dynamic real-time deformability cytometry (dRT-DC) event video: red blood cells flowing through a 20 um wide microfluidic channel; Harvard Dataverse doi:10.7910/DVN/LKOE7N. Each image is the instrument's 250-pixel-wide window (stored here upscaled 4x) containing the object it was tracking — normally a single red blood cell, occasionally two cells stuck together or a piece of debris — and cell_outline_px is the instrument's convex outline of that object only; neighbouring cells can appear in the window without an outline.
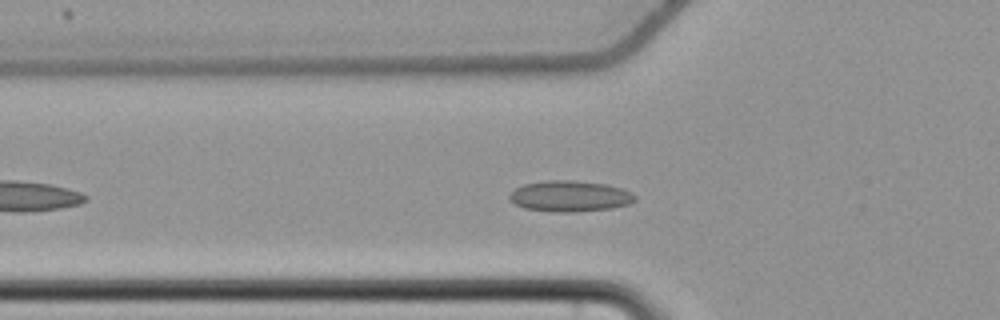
{"species": "common noctule bat (a hibernating species)", "species_latin": "Nyctalus noctula", "temperature_condition": "cold", "stored_images_in_passage": 40, "camera_frame_rate_fps": 3000, "um_per_image_px": 0.085, "animal": {"sex": "female", "body_mass_g": 22.7, "forearm_length_mm": 54.2}, "frame": {"image": 1, "passage_image": 8, "time_ms": 2.333, "image_size_px": [1000, 320], "cell_outline_px": [[636, 200], [628, 204], [612, 208], [576, 212], [552, 212], [524, 208], [508, 200], [508, 196], [516, 188], [524, 184], [548, 180], [572, 180], [604, 184], [620, 188], [632, 192], [636, 196]], "centroid_in_image_um": [48.43, 16.68], "position_along_channel_um": 77.4, "area_um2": 22.66}}
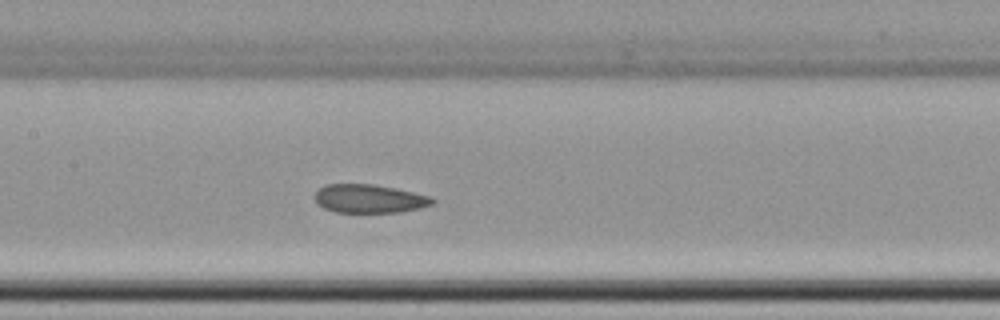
{"frame": {"image": 2, "passage_image": 16, "time_ms": 5.0, "image_size_px": [1000, 320], "cell_outline_px": [[436, 200], [432, 204], [420, 208], [400, 212], [336, 212], [324, 208], [316, 200], [316, 192], [324, 184], [372, 184], [396, 188], [432, 196]], "centroid_in_image_um": [31.44, 16.88], "position_along_channel_um": 176.0, "area_um2": 19.48}}
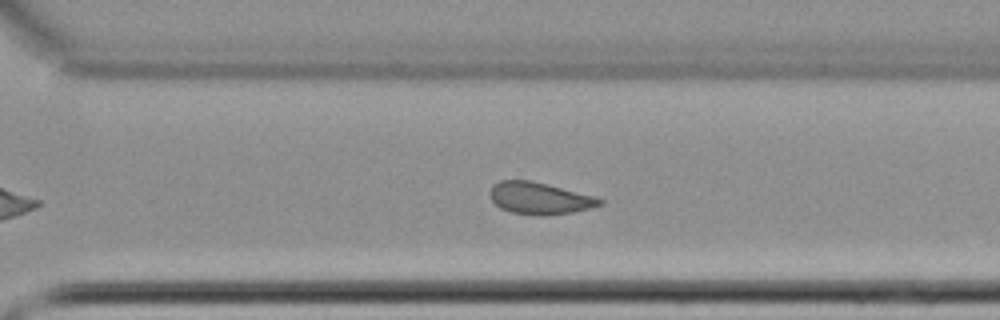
{"frame": {"image": 3, "passage_image": 28, "time_ms": 9.0, "image_size_px": [1000, 320], "cell_outline_px": [[604, 204], [572, 212], [544, 216], [512, 212], [500, 208], [492, 200], [488, 192], [492, 184], [500, 180], [528, 180], [548, 184], [592, 196], [604, 200]], "centroid_in_image_um": [45.82, 16.84], "position_along_channel_um": 324.8, "area_um2": 20.29}, "authors_computed_cell_mechanics": {"area_um2": 20.5479, "velocity_mm_per_s": 3.7204, "shape_relaxation_time_tau1_ms": null, "shape_relaxation_time_tau2_ms": 4.4211, "deformation_change_tau1": null, "deformation_change_tau2": 0.1011}}